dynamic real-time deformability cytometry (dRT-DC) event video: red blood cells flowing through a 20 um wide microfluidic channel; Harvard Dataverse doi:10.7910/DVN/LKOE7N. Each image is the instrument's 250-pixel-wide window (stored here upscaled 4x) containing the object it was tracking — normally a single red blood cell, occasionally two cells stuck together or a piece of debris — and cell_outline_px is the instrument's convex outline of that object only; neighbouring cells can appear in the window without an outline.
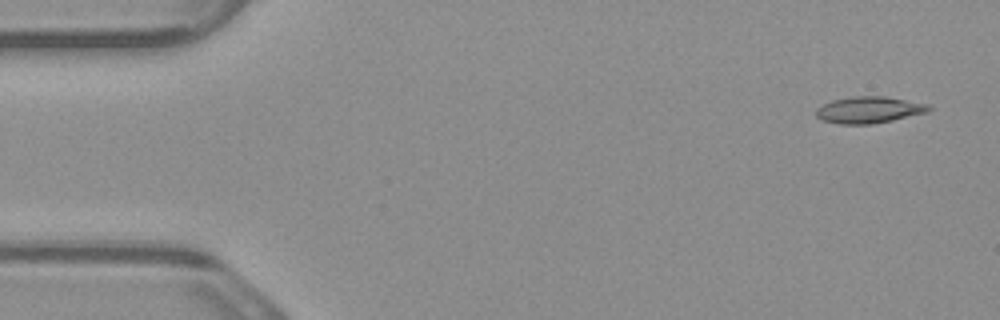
{"species": "common noctule bat (a hibernating species)", "species_latin": "Nyctalus noctula", "temperature_condition": "warm", "stored_images_in_passage": 5, "camera_frame_rate_fps": 3000, "um_per_image_px": 0.085, "animal": {"sex": "male", "body_mass_g": 23.1, "forearm_length_mm": 52.7}, "frame": {"image": 1, "passage_image": 1, "time_ms": 0.0, "image_size_px": [1000, 320], "cell_outline_px": [[932, 108], [928, 112], [892, 120], [872, 124], [840, 124], [820, 120], [816, 116], [816, 108], [832, 100], [852, 96], [884, 96], [928, 104]], "centroid_in_image_um": [73.84, 9.34], "position_along_channel_um": 11.2, "area_um2": 17.46}}
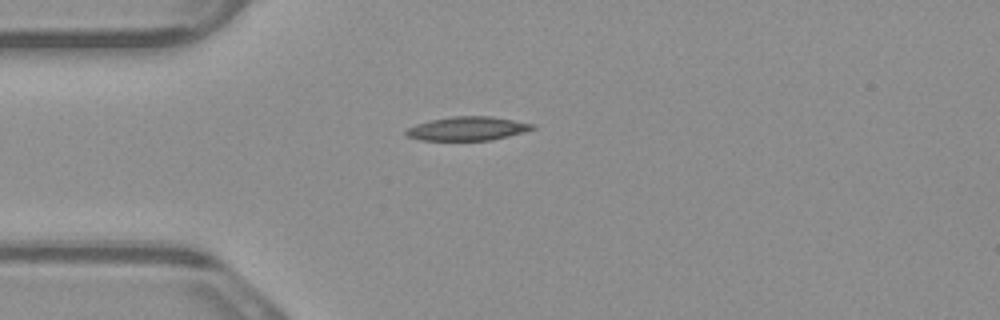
{"frame": {"image": 2, "passage_image": 4, "time_ms": 1.0, "image_size_px": [1000, 320], "cell_outline_px": [[536, 128], [524, 132], [492, 140], [420, 140], [408, 136], [404, 132], [408, 128], [416, 124], [432, 120], [452, 116], [492, 116], [536, 124]], "centroid_in_image_um": [39.78, 10.92], "position_along_channel_um": 45.2, "area_um2": 17.51}}